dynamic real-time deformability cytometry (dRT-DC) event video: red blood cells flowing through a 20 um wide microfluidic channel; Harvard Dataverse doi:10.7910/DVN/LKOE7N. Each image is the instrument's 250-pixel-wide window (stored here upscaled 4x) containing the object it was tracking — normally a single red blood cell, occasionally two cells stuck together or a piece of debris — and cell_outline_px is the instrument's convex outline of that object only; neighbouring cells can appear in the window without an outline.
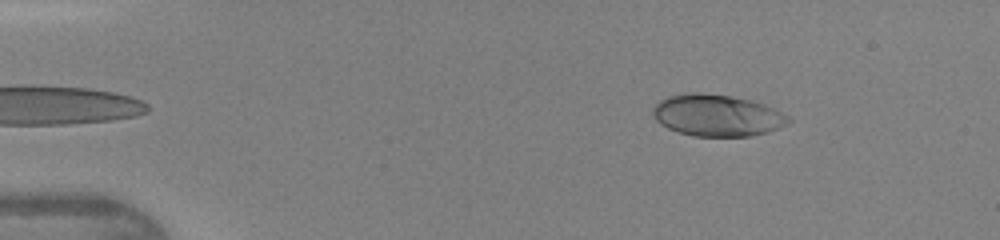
{"species": "human", "species_latin": "Homo sapiens", "temperature_condition": "warm", "stored_images_in_passage": 40, "camera_frame_rate_fps": 3000, "um_per_image_px": 0.085, "donor": {"sex": "female"}, "frame": {"image": 1, "passage_image": 2, "time_ms": 0.333, "image_size_px": [1000, 240], "cell_outline_px": [[792, 120], [788, 124], [752, 136], [692, 136], [676, 132], [660, 124], [656, 120], [652, 112], [652, 108], [660, 100], [668, 96], [684, 92], [700, 92], [732, 96], [764, 104], [788, 116]], "centroid_in_image_um": [60.89, 9.8], "position_along_channel_um": 24.1, "area_um2": 32.95}}
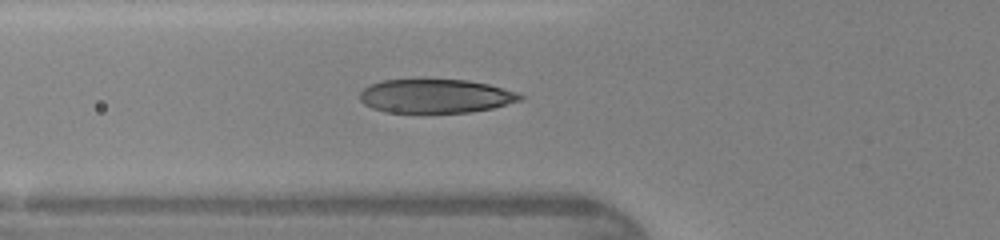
{"frame": {"image": 2, "passage_image": 12, "time_ms": 3.667, "image_size_px": [1000, 240], "cell_outline_px": [[524, 96], [520, 100], [492, 108], [468, 112], [384, 112], [372, 108], [364, 104], [360, 100], [360, 92], [364, 88], [372, 84], [384, 80], [412, 76], [424, 76], [468, 80], [488, 84], [504, 88], [516, 92]], "centroid_in_image_um": [36.97, 8.1], "position_along_channel_um": 88.8, "area_um2": 32.66}}
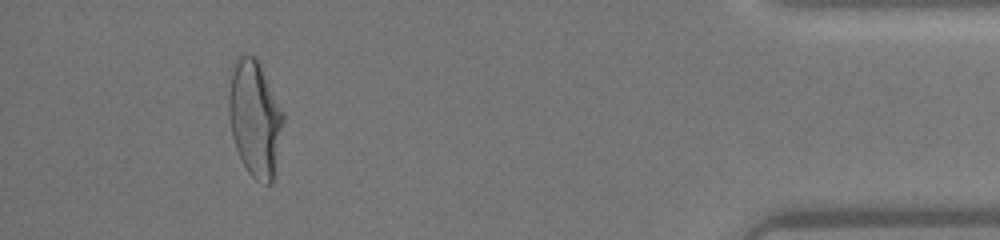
{"frame": {"image": 3, "passage_image": 37, "time_ms": 12.0, "image_size_px": [1000, 240], "cell_outline_px": [[284, 120], [272, 184], [264, 184], [256, 180], [248, 172], [240, 160], [232, 136], [228, 116], [228, 100], [232, 60], [236, 56], [256, 56], [284, 112]], "centroid_in_image_um": [21.64, 10.04], "position_along_channel_um": 413.6, "area_um2": 37.22}}